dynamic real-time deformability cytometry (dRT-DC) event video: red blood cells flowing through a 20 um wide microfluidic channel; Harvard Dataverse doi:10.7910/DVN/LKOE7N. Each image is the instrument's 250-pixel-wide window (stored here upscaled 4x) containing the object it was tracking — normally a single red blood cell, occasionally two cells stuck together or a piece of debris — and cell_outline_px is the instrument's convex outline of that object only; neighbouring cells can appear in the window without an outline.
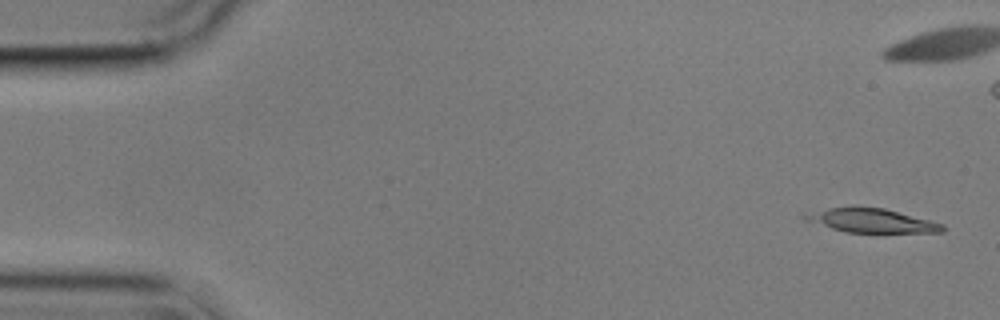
{"species": "common noctule bat (a hibernating species)", "species_latin": "Nyctalus noctula", "temperature_condition": "cold", "stored_images_in_passage": 6, "camera_frame_rate_fps": 3000, "um_per_image_px": 0.085, "animal": {"sex": "male", "body_mass_g": 17.9}, "frame": {"image": 1, "passage_image": 2, "time_ms": 1.0, "image_size_px": [1000, 320], "cell_outline_px": [[944, 232], [844, 232], [804, 220], [800, 216], [828, 208], [856, 204], [884, 208], [944, 224]], "centroid_in_image_um": [74.03, 18.72], "position_along_channel_um": 11.0, "area_um2": 19.36}}